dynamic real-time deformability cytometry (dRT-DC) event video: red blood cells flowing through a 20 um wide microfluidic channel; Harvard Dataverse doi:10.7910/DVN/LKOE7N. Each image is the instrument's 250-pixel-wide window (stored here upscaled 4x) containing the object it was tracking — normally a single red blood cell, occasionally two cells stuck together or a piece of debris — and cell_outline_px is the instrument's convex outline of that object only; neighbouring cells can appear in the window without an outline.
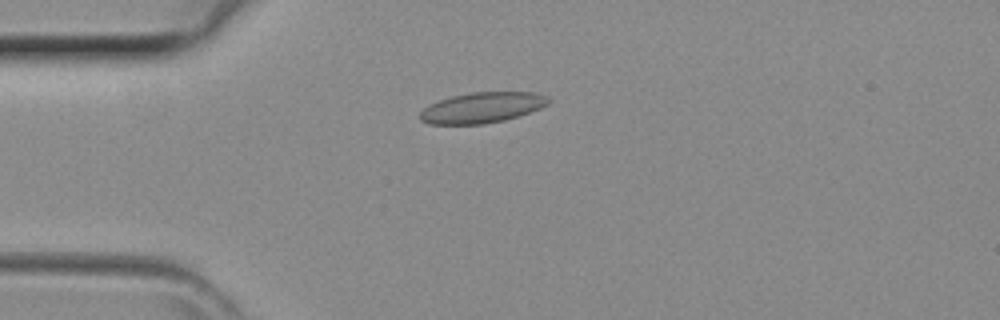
{"species": "common noctule bat (a hibernating species)", "species_latin": "Nyctalus noctula", "temperature_condition": "room temperature", "stored_images_in_passage": 43, "camera_frame_rate_fps": 3000, "um_per_image_px": 0.085, "animal": {"sex": "female", "body_mass_g": 29.2, "forearm_length_mm": 56.3}, "frame": {"image": 1, "passage_image": 11, "time_ms": 3.333, "image_size_px": [1000, 320], "cell_outline_px": [[552, 100], [548, 104], [540, 108], [504, 120], [484, 124], [428, 124], [420, 120], [420, 112], [428, 104], [452, 96], [472, 92], [536, 92], [548, 96]], "centroid_in_image_um": [40.98, 9.14], "position_along_channel_um": 44.0, "area_um2": 22.89}}
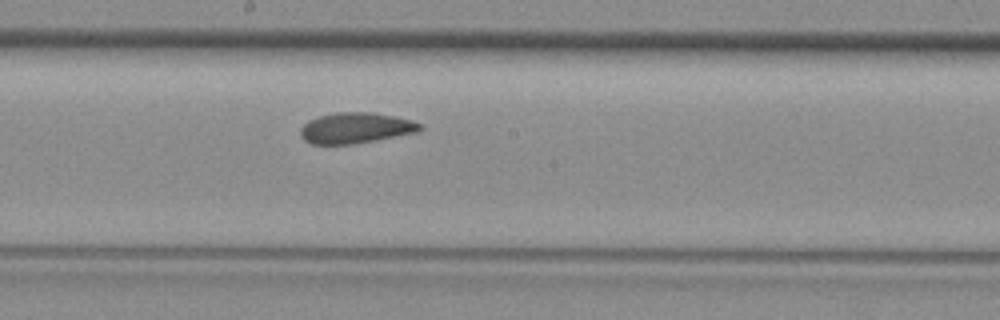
{"frame": {"image": 2, "passage_image": 23, "time_ms": 7.333, "image_size_px": [1000, 320], "cell_outline_px": [[420, 128], [416, 132], [376, 140], [352, 144], [312, 144], [304, 140], [300, 136], [300, 128], [308, 120], [320, 116], [336, 112], [372, 112], [412, 120], [420, 124]], "centroid_in_image_um": [30.17, 10.88], "position_along_channel_um": 218.0, "area_um2": 21.21}}
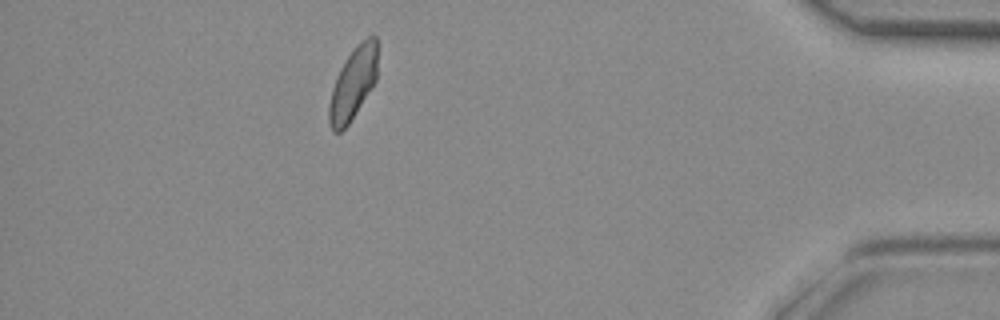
{"frame": {"image": 3, "passage_image": 38, "time_ms": 12.333, "image_size_px": [1000, 320], "cell_outline_px": [[376, 80], [348, 124], [340, 132], [332, 132], [328, 124], [328, 104], [332, 88], [336, 76], [340, 68], [356, 44], [368, 36], [376, 36]], "centroid_in_image_um": [29.96, 7.12], "position_along_channel_um": 405.2, "area_um2": 20.11}}